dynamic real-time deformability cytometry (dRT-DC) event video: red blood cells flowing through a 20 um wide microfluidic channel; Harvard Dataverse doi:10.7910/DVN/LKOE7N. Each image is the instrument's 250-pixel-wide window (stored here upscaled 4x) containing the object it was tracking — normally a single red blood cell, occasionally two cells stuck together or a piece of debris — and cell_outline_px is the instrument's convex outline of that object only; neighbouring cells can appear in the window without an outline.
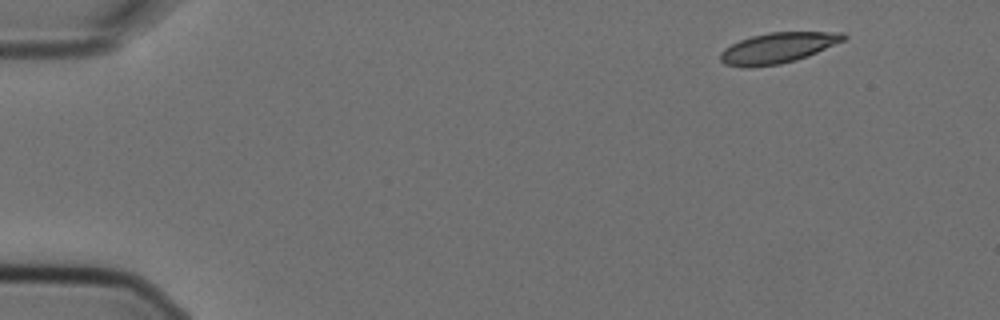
{"species": "Egyptian fruit bat (a non-hibernating species)", "species_latin": "Rousettus aegyptiacus", "temperature_condition": "cold", "stored_images_in_passage": 4, "camera_frame_rate_fps": 3000, "um_per_image_px": 0.085, "animal": {"sex": "female"}, "frame": {"image": 1, "passage_image": 1, "time_ms": 0.0, "image_size_px": [1000, 320], "cell_outline_px": [[848, 36], [844, 40], [808, 56], [796, 60], [780, 64], [748, 68], [744, 68], [724, 64], [720, 60], [720, 52], [724, 48], [740, 40], [752, 36], [768, 32], [844, 32]], "centroid_in_image_um": [66.09, 4.08], "position_along_channel_um": 18.9, "area_um2": 22.02}}
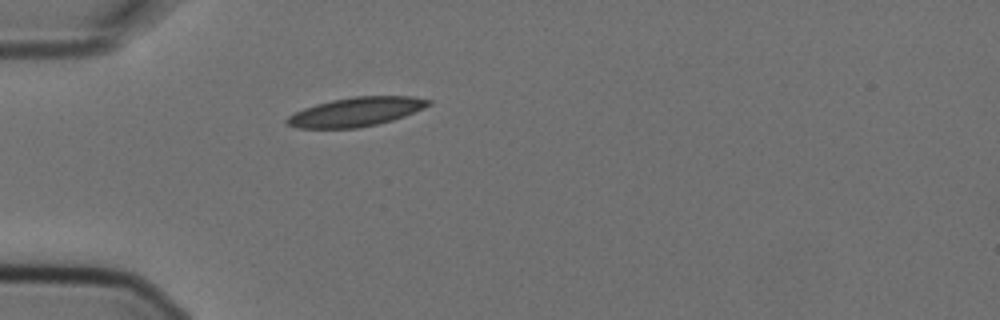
{"frame": {"image": 2, "passage_image": 4, "time_ms": 1.0, "image_size_px": [1000, 320], "cell_outline_px": [[432, 104], [424, 108], [404, 116], [392, 120], [360, 128], [296, 128], [288, 124], [284, 120], [288, 116], [304, 108], [316, 104], [332, 100], [352, 96], [412, 96], [432, 100]], "centroid_in_image_um": [30.28, 9.5], "position_along_channel_um": 54.7, "area_um2": 23.93}}